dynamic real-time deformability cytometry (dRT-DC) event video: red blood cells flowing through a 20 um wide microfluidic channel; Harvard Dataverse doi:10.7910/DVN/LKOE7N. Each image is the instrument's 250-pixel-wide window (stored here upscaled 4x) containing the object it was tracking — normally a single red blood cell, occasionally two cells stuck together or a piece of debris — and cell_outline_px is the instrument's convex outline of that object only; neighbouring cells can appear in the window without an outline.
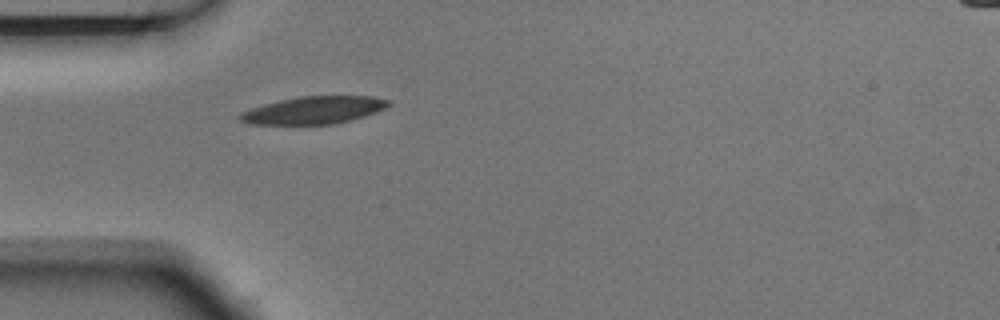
{"species": "Egyptian fruit bat (a non-hibernating species)", "species_latin": "Rousettus aegyptiacus", "temperature_condition": "room temperature", "stored_images_in_passage": 4, "camera_frame_rate_fps": 3000, "um_per_image_px": 0.085, "animal": {"sex": "male"}, "frame": {"image": 1, "passage_image": 4, "time_ms": 1.0, "image_size_px": [1000, 320], "cell_outline_px": [[392, 104], [376, 112], [352, 120], [336, 124], [252, 124], [240, 120], [236, 116], [240, 112], [264, 104], [280, 100], [300, 96], [372, 96], [392, 100]], "centroid_in_image_um": [26.7, 9.36], "position_along_channel_um": 58.3, "area_um2": 23.87}}